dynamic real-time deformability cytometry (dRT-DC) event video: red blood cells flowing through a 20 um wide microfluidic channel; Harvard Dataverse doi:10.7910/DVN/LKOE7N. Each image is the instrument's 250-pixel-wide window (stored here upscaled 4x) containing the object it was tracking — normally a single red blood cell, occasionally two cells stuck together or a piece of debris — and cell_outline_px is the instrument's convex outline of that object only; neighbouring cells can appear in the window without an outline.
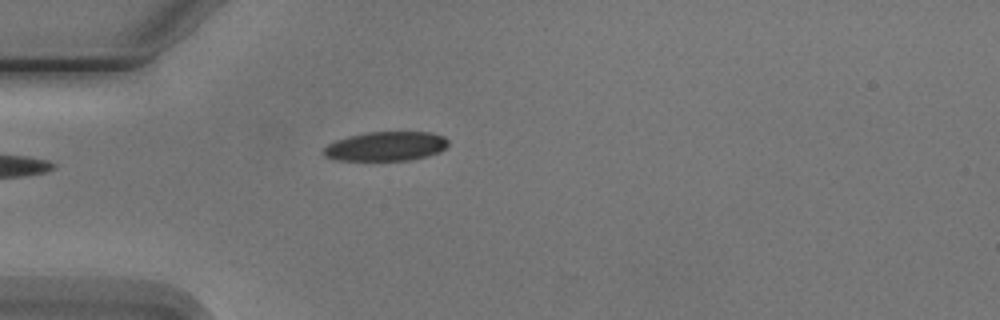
{"species": "Egyptian fruit bat (a non-hibernating species)", "species_latin": "Rousettus aegyptiacus", "temperature_condition": "cold", "stored_images_in_passage": 4, "camera_frame_rate_fps": 3000, "um_per_image_px": 0.085, "animal": {"sex": "male"}, "frame": {"image": 1, "passage_image": 4, "time_ms": 3.667, "image_size_px": [1000, 320], "cell_outline_px": [[448, 144], [440, 152], [428, 156], [412, 160], [336, 160], [324, 156], [324, 148], [328, 144], [336, 140], [368, 132], [432, 132], [444, 136], [448, 140]], "centroid_in_image_um": [32.84, 12.44], "position_along_channel_um": 52.2, "area_um2": 21.21}}